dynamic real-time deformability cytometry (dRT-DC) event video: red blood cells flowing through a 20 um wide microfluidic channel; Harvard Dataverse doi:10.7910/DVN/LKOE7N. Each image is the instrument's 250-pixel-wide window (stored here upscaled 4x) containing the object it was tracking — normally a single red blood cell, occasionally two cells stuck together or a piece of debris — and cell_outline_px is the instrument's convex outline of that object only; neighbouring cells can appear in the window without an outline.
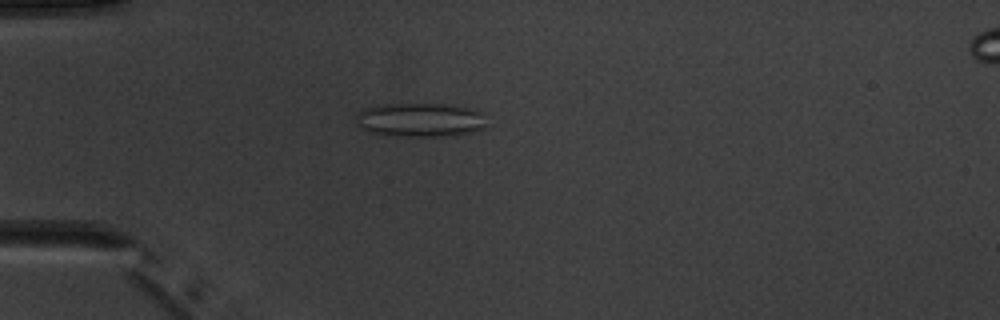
{"species": "common noctule bat (a hibernating species)", "species_latin": "Nyctalus noctula", "temperature_condition": "warm", "stored_images_in_passage": 4, "camera_frame_rate_fps": 3000, "um_per_image_px": 0.085, "animal": {"sex": "male", "body_mass_g": 20.1, "forearm_length_mm": 53.5}, "frame": {"image": 1, "passage_image": 4, "time_ms": 4.333, "image_size_px": [1000, 320], "cell_outline_px": [[484, 128], [472, 132], [456, 136], [388, 136], [368, 132], [360, 128], [356, 124], [356, 116], [364, 108], [384, 104], [444, 104], [472, 108], [484, 112]], "centroid_in_image_um": [35.71, 10.2], "position_along_channel_um": 49.3, "area_um2": 26.24}}